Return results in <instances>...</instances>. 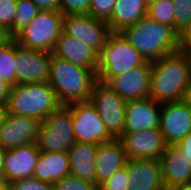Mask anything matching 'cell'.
Wrapping results in <instances>:
<instances>
[{
    "mask_svg": "<svg viewBox=\"0 0 191 190\" xmlns=\"http://www.w3.org/2000/svg\"><path fill=\"white\" fill-rule=\"evenodd\" d=\"M191 77V62L184 50L151 62L149 97L158 103L184 98Z\"/></svg>",
    "mask_w": 191,
    "mask_h": 190,
    "instance_id": "cell-1",
    "label": "cell"
},
{
    "mask_svg": "<svg viewBox=\"0 0 191 190\" xmlns=\"http://www.w3.org/2000/svg\"><path fill=\"white\" fill-rule=\"evenodd\" d=\"M121 33L148 62L182 49L181 37L172 27L160 24L148 16L127 26Z\"/></svg>",
    "mask_w": 191,
    "mask_h": 190,
    "instance_id": "cell-2",
    "label": "cell"
},
{
    "mask_svg": "<svg viewBox=\"0 0 191 190\" xmlns=\"http://www.w3.org/2000/svg\"><path fill=\"white\" fill-rule=\"evenodd\" d=\"M96 69L74 65L52 53L48 83L62 105L88 102L97 81Z\"/></svg>",
    "mask_w": 191,
    "mask_h": 190,
    "instance_id": "cell-3",
    "label": "cell"
},
{
    "mask_svg": "<svg viewBox=\"0 0 191 190\" xmlns=\"http://www.w3.org/2000/svg\"><path fill=\"white\" fill-rule=\"evenodd\" d=\"M62 104L47 83L16 84L10 88L6 103L8 114L33 117L43 121Z\"/></svg>",
    "mask_w": 191,
    "mask_h": 190,
    "instance_id": "cell-4",
    "label": "cell"
},
{
    "mask_svg": "<svg viewBox=\"0 0 191 190\" xmlns=\"http://www.w3.org/2000/svg\"><path fill=\"white\" fill-rule=\"evenodd\" d=\"M147 61L121 32H111L99 53L97 80L106 83L112 76L122 74Z\"/></svg>",
    "mask_w": 191,
    "mask_h": 190,
    "instance_id": "cell-5",
    "label": "cell"
},
{
    "mask_svg": "<svg viewBox=\"0 0 191 190\" xmlns=\"http://www.w3.org/2000/svg\"><path fill=\"white\" fill-rule=\"evenodd\" d=\"M63 14L59 10H42L14 35L21 46L53 52L63 31Z\"/></svg>",
    "mask_w": 191,
    "mask_h": 190,
    "instance_id": "cell-6",
    "label": "cell"
},
{
    "mask_svg": "<svg viewBox=\"0 0 191 190\" xmlns=\"http://www.w3.org/2000/svg\"><path fill=\"white\" fill-rule=\"evenodd\" d=\"M75 142L72 112L67 105H61L41 121L37 140L40 151H68Z\"/></svg>",
    "mask_w": 191,
    "mask_h": 190,
    "instance_id": "cell-7",
    "label": "cell"
},
{
    "mask_svg": "<svg viewBox=\"0 0 191 190\" xmlns=\"http://www.w3.org/2000/svg\"><path fill=\"white\" fill-rule=\"evenodd\" d=\"M89 103L97 110L105 127L114 139H119L125 127V104L106 83L97 80Z\"/></svg>",
    "mask_w": 191,
    "mask_h": 190,
    "instance_id": "cell-8",
    "label": "cell"
},
{
    "mask_svg": "<svg viewBox=\"0 0 191 190\" xmlns=\"http://www.w3.org/2000/svg\"><path fill=\"white\" fill-rule=\"evenodd\" d=\"M67 106L72 112V126L77 142L101 144L114 139L89 101L74 102Z\"/></svg>",
    "mask_w": 191,
    "mask_h": 190,
    "instance_id": "cell-9",
    "label": "cell"
},
{
    "mask_svg": "<svg viewBox=\"0 0 191 190\" xmlns=\"http://www.w3.org/2000/svg\"><path fill=\"white\" fill-rule=\"evenodd\" d=\"M63 32L100 53L111 30L106 21L89 14H80L63 16Z\"/></svg>",
    "mask_w": 191,
    "mask_h": 190,
    "instance_id": "cell-10",
    "label": "cell"
},
{
    "mask_svg": "<svg viewBox=\"0 0 191 190\" xmlns=\"http://www.w3.org/2000/svg\"><path fill=\"white\" fill-rule=\"evenodd\" d=\"M52 52L26 48L16 42V84L47 83Z\"/></svg>",
    "mask_w": 191,
    "mask_h": 190,
    "instance_id": "cell-11",
    "label": "cell"
},
{
    "mask_svg": "<svg viewBox=\"0 0 191 190\" xmlns=\"http://www.w3.org/2000/svg\"><path fill=\"white\" fill-rule=\"evenodd\" d=\"M119 139L123 143L127 159L159 160L168 146L159 127L123 133Z\"/></svg>",
    "mask_w": 191,
    "mask_h": 190,
    "instance_id": "cell-12",
    "label": "cell"
},
{
    "mask_svg": "<svg viewBox=\"0 0 191 190\" xmlns=\"http://www.w3.org/2000/svg\"><path fill=\"white\" fill-rule=\"evenodd\" d=\"M159 128L168 145L178 144L191 132V106L184 100L161 103Z\"/></svg>",
    "mask_w": 191,
    "mask_h": 190,
    "instance_id": "cell-13",
    "label": "cell"
},
{
    "mask_svg": "<svg viewBox=\"0 0 191 190\" xmlns=\"http://www.w3.org/2000/svg\"><path fill=\"white\" fill-rule=\"evenodd\" d=\"M40 123L33 117L7 113L0 126V146L4 150H11L37 143Z\"/></svg>",
    "mask_w": 191,
    "mask_h": 190,
    "instance_id": "cell-14",
    "label": "cell"
},
{
    "mask_svg": "<svg viewBox=\"0 0 191 190\" xmlns=\"http://www.w3.org/2000/svg\"><path fill=\"white\" fill-rule=\"evenodd\" d=\"M151 62L112 76L106 84L124 101L149 97Z\"/></svg>",
    "mask_w": 191,
    "mask_h": 190,
    "instance_id": "cell-15",
    "label": "cell"
},
{
    "mask_svg": "<svg viewBox=\"0 0 191 190\" xmlns=\"http://www.w3.org/2000/svg\"><path fill=\"white\" fill-rule=\"evenodd\" d=\"M161 103L150 97L140 100H128L125 104V127L123 133L159 127Z\"/></svg>",
    "mask_w": 191,
    "mask_h": 190,
    "instance_id": "cell-16",
    "label": "cell"
},
{
    "mask_svg": "<svg viewBox=\"0 0 191 190\" xmlns=\"http://www.w3.org/2000/svg\"><path fill=\"white\" fill-rule=\"evenodd\" d=\"M40 152L37 143L5 150L3 179L10 185L14 181L33 177Z\"/></svg>",
    "mask_w": 191,
    "mask_h": 190,
    "instance_id": "cell-17",
    "label": "cell"
},
{
    "mask_svg": "<svg viewBox=\"0 0 191 190\" xmlns=\"http://www.w3.org/2000/svg\"><path fill=\"white\" fill-rule=\"evenodd\" d=\"M127 190H165L160 160L127 159Z\"/></svg>",
    "mask_w": 191,
    "mask_h": 190,
    "instance_id": "cell-18",
    "label": "cell"
},
{
    "mask_svg": "<svg viewBox=\"0 0 191 190\" xmlns=\"http://www.w3.org/2000/svg\"><path fill=\"white\" fill-rule=\"evenodd\" d=\"M159 160L165 189L191 183V161L176 145H168Z\"/></svg>",
    "mask_w": 191,
    "mask_h": 190,
    "instance_id": "cell-19",
    "label": "cell"
},
{
    "mask_svg": "<svg viewBox=\"0 0 191 190\" xmlns=\"http://www.w3.org/2000/svg\"><path fill=\"white\" fill-rule=\"evenodd\" d=\"M52 53L81 67L97 68L99 62V53L95 49L63 31Z\"/></svg>",
    "mask_w": 191,
    "mask_h": 190,
    "instance_id": "cell-20",
    "label": "cell"
},
{
    "mask_svg": "<svg viewBox=\"0 0 191 190\" xmlns=\"http://www.w3.org/2000/svg\"><path fill=\"white\" fill-rule=\"evenodd\" d=\"M127 156L120 139L99 144L96 159V185L99 186L125 166Z\"/></svg>",
    "mask_w": 191,
    "mask_h": 190,
    "instance_id": "cell-21",
    "label": "cell"
},
{
    "mask_svg": "<svg viewBox=\"0 0 191 190\" xmlns=\"http://www.w3.org/2000/svg\"><path fill=\"white\" fill-rule=\"evenodd\" d=\"M99 144L75 142L68 150L70 174L96 184V159Z\"/></svg>",
    "mask_w": 191,
    "mask_h": 190,
    "instance_id": "cell-22",
    "label": "cell"
},
{
    "mask_svg": "<svg viewBox=\"0 0 191 190\" xmlns=\"http://www.w3.org/2000/svg\"><path fill=\"white\" fill-rule=\"evenodd\" d=\"M68 174H70V158L68 151L40 152L33 172L34 178L54 184Z\"/></svg>",
    "mask_w": 191,
    "mask_h": 190,
    "instance_id": "cell-23",
    "label": "cell"
},
{
    "mask_svg": "<svg viewBox=\"0 0 191 190\" xmlns=\"http://www.w3.org/2000/svg\"><path fill=\"white\" fill-rule=\"evenodd\" d=\"M146 16L147 6L143 0H117L106 22L111 32H121Z\"/></svg>",
    "mask_w": 191,
    "mask_h": 190,
    "instance_id": "cell-24",
    "label": "cell"
},
{
    "mask_svg": "<svg viewBox=\"0 0 191 190\" xmlns=\"http://www.w3.org/2000/svg\"><path fill=\"white\" fill-rule=\"evenodd\" d=\"M16 41L0 47V78L10 87L16 85Z\"/></svg>",
    "mask_w": 191,
    "mask_h": 190,
    "instance_id": "cell-25",
    "label": "cell"
},
{
    "mask_svg": "<svg viewBox=\"0 0 191 190\" xmlns=\"http://www.w3.org/2000/svg\"><path fill=\"white\" fill-rule=\"evenodd\" d=\"M175 8L172 0H157L147 7V16L174 29Z\"/></svg>",
    "mask_w": 191,
    "mask_h": 190,
    "instance_id": "cell-26",
    "label": "cell"
},
{
    "mask_svg": "<svg viewBox=\"0 0 191 190\" xmlns=\"http://www.w3.org/2000/svg\"><path fill=\"white\" fill-rule=\"evenodd\" d=\"M16 9L13 20V35L28 25L40 11L32 0H18Z\"/></svg>",
    "mask_w": 191,
    "mask_h": 190,
    "instance_id": "cell-27",
    "label": "cell"
},
{
    "mask_svg": "<svg viewBox=\"0 0 191 190\" xmlns=\"http://www.w3.org/2000/svg\"><path fill=\"white\" fill-rule=\"evenodd\" d=\"M175 8L174 30L180 37L191 25V0H172Z\"/></svg>",
    "mask_w": 191,
    "mask_h": 190,
    "instance_id": "cell-28",
    "label": "cell"
},
{
    "mask_svg": "<svg viewBox=\"0 0 191 190\" xmlns=\"http://www.w3.org/2000/svg\"><path fill=\"white\" fill-rule=\"evenodd\" d=\"M53 186L54 190H98L96 184L83 181L72 174L65 175L59 181H56Z\"/></svg>",
    "mask_w": 191,
    "mask_h": 190,
    "instance_id": "cell-29",
    "label": "cell"
},
{
    "mask_svg": "<svg viewBox=\"0 0 191 190\" xmlns=\"http://www.w3.org/2000/svg\"><path fill=\"white\" fill-rule=\"evenodd\" d=\"M128 172L124 166L115 172L109 179L98 186V190H127L129 185Z\"/></svg>",
    "mask_w": 191,
    "mask_h": 190,
    "instance_id": "cell-30",
    "label": "cell"
},
{
    "mask_svg": "<svg viewBox=\"0 0 191 190\" xmlns=\"http://www.w3.org/2000/svg\"><path fill=\"white\" fill-rule=\"evenodd\" d=\"M117 0H90L89 15L107 21Z\"/></svg>",
    "mask_w": 191,
    "mask_h": 190,
    "instance_id": "cell-31",
    "label": "cell"
},
{
    "mask_svg": "<svg viewBox=\"0 0 191 190\" xmlns=\"http://www.w3.org/2000/svg\"><path fill=\"white\" fill-rule=\"evenodd\" d=\"M90 0H60L59 11L63 15L89 14Z\"/></svg>",
    "mask_w": 191,
    "mask_h": 190,
    "instance_id": "cell-32",
    "label": "cell"
},
{
    "mask_svg": "<svg viewBox=\"0 0 191 190\" xmlns=\"http://www.w3.org/2000/svg\"><path fill=\"white\" fill-rule=\"evenodd\" d=\"M18 0H0V24L7 27L13 34V20Z\"/></svg>",
    "mask_w": 191,
    "mask_h": 190,
    "instance_id": "cell-33",
    "label": "cell"
},
{
    "mask_svg": "<svg viewBox=\"0 0 191 190\" xmlns=\"http://www.w3.org/2000/svg\"><path fill=\"white\" fill-rule=\"evenodd\" d=\"M10 190H54V186L51 183L29 177L11 183Z\"/></svg>",
    "mask_w": 191,
    "mask_h": 190,
    "instance_id": "cell-34",
    "label": "cell"
},
{
    "mask_svg": "<svg viewBox=\"0 0 191 190\" xmlns=\"http://www.w3.org/2000/svg\"><path fill=\"white\" fill-rule=\"evenodd\" d=\"M37 8L42 10H59L60 0H32Z\"/></svg>",
    "mask_w": 191,
    "mask_h": 190,
    "instance_id": "cell-35",
    "label": "cell"
},
{
    "mask_svg": "<svg viewBox=\"0 0 191 190\" xmlns=\"http://www.w3.org/2000/svg\"><path fill=\"white\" fill-rule=\"evenodd\" d=\"M176 146L191 161V132H189L183 139H181L178 144H176Z\"/></svg>",
    "mask_w": 191,
    "mask_h": 190,
    "instance_id": "cell-36",
    "label": "cell"
},
{
    "mask_svg": "<svg viewBox=\"0 0 191 190\" xmlns=\"http://www.w3.org/2000/svg\"><path fill=\"white\" fill-rule=\"evenodd\" d=\"M14 40V35L10 32V30L0 24V47H3L9 44Z\"/></svg>",
    "mask_w": 191,
    "mask_h": 190,
    "instance_id": "cell-37",
    "label": "cell"
},
{
    "mask_svg": "<svg viewBox=\"0 0 191 190\" xmlns=\"http://www.w3.org/2000/svg\"><path fill=\"white\" fill-rule=\"evenodd\" d=\"M10 86L0 78V105H6Z\"/></svg>",
    "mask_w": 191,
    "mask_h": 190,
    "instance_id": "cell-38",
    "label": "cell"
},
{
    "mask_svg": "<svg viewBox=\"0 0 191 190\" xmlns=\"http://www.w3.org/2000/svg\"><path fill=\"white\" fill-rule=\"evenodd\" d=\"M181 47H191V25L181 36Z\"/></svg>",
    "mask_w": 191,
    "mask_h": 190,
    "instance_id": "cell-39",
    "label": "cell"
},
{
    "mask_svg": "<svg viewBox=\"0 0 191 190\" xmlns=\"http://www.w3.org/2000/svg\"><path fill=\"white\" fill-rule=\"evenodd\" d=\"M5 150L0 146V179H3Z\"/></svg>",
    "mask_w": 191,
    "mask_h": 190,
    "instance_id": "cell-40",
    "label": "cell"
},
{
    "mask_svg": "<svg viewBox=\"0 0 191 190\" xmlns=\"http://www.w3.org/2000/svg\"><path fill=\"white\" fill-rule=\"evenodd\" d=\"M183 100L191 106V77H190L188 86L186 88V92H185Z\"/></svg>",
    "mask_w": 191,
    "mask_h": 190,
    "instance_id": "cell-41",
    "label": "cell"
},
{
    "mask_svg": "<svg viewBox=\"0 0 191 190\" xmlns=\"http://www.w3.org/2000/svg\"><path fill=\"white\" fill-rule=\"evenodd\" d=\"M169 190H191V183L177 185L170 188Z\"/></svg>",
    "mask_w": 191,
    "mask_h": 190,
    "instance_id": "cell-42",
    "label": "cell"
},
{
    "mask_svg": "<svg viewBox=\"0 0 191 190\" xmlns=\"http://www.w3.org/2000/svg\"><path fill=\"white\" fill-rule=\"evenodd\" d=\"M7 114L6 105H0V126L2 125Z\"/></svg>",
    "mask_w": 191,
    "mask_h": 190,
    "instance_id": "cell-43",
    "label": "cell"
},
{
    "mask_svg": "<svg viewBox=\"0 0 191 190\" xmlns=\"http://www.w3.org/2000/svg\"><path fill=\"white\" fill-rule=\"evenodd\" d=\"M0 190H10V185L4 179H0Z\"/></svg>",
    "mask_w": 191,
    "mask_h": 190,
    "instance_id": "cell-44",
    "label": "cell"
},
{
    "mask_svg": "<svg viewBox=\"0 0 191 190\" xmlns=\"http://www.w3.org/2000/svg\"><path fill=\"white\" fill-rule=\"evenodd\" d=\"M182 50L186 51V53L188 54L189 58H190V62H191V47H181Z\"/></svg>",
    "mask_w": 191,
    "mask_h": 190,
    "instance_id": "cell-45",
    "label": "cell"
},
{
    "mask_svg": "<svg viewBox=\"0 0 191 190\" xmlns=\"http://www.w3.org/2000/svg\"><path fill=\"white\" fill-rule=\"evenodd\" d=\"M146 6H150L151 4L155 3L157 0H143Z\"/></svg>",
    "mask_w": 191,
    "mask_h": 190,
    "instance_id": "cell-46",
    "label": "cell"
}]
</instances>
